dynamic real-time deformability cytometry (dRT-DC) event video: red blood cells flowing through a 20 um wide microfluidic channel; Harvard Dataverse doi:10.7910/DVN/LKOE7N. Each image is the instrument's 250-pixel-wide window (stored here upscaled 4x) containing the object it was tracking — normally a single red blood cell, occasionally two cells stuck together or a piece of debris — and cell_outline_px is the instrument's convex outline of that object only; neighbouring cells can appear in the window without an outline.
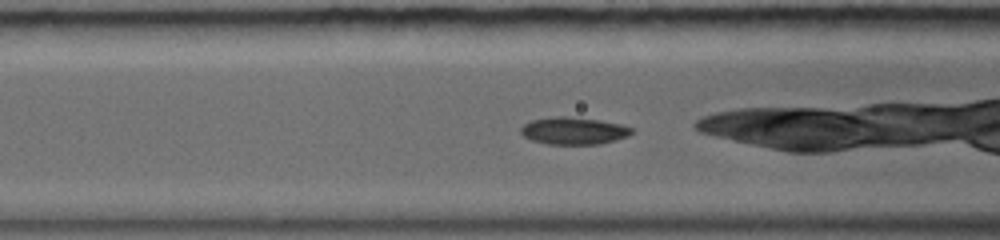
{"species": "common noctule bat (a hibernating species)", "species_latin": "Nyctalus noctula", "temperature_condition": "warm", "stored_images_in_passage": 35, "camera_frame_rate_fps": 5000, "um_per_image_px": 0.085, "animal": {"sex": "female", "body_mass_g": 19.0, "forearm_length_mm": 56.7}, "frame": {"image": 1, "passage_image": 4, "time_ms": 1.0, "image_size_px": [1000, 240], "cell_outline_px": [[632, 132], [628, 136], [616, 140], [600, 144], [548, 144], [532, 140], [524, 136], [520, 132], [520, 128], [524, 124], [532, 120], [552, 116], [568, 116], [600, 120], [620, 124], [632, 128]], "centroid_in_image_um": [48.75, 11.11], "position_along_channel_um": 117.9, "area_um2": 17.63}}
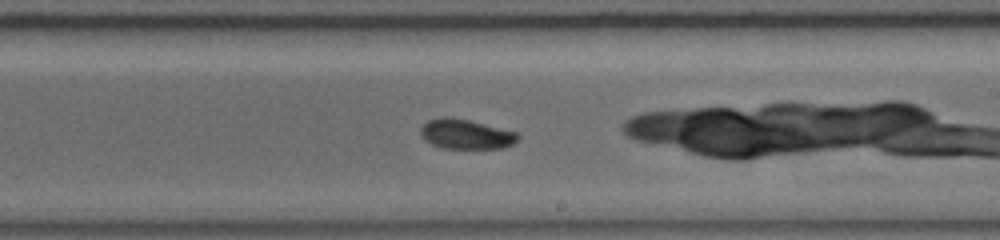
{"frame": {"image": 2, "passage_image": 15, "time_ms": 4.2, "image_size_px": [1000, 240], "cell_outline_px": [[520, 136], [512, 144], [504, 148], [440, 148], [424, 140], [420, 136], [420, 128], [428, 120], [440, 116], [448, 116], [468, 120], [520, 132]], "centroid_in_image_um": [39.59, 11.39], "position_along_channel_um": 249.4, "area_um2": 17.11}}
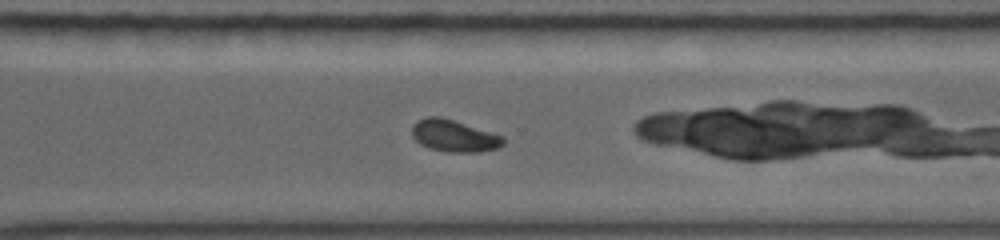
{"frame": {"image": 3, "passage_image": 22, "time_ms": 6.2, "image_size_px": [1000, 240], "cell_outline_px": [[504, 144], [500, 148], [480, 152], [448, 152], [428, 148], [420, 144], [412, 136], [412, 128], [416, 120], [428, 116], [440, 116], [504, 136]], "centroid_in_image_um": [38.6, 11.55], "position_along_channel_um": 332.0, "area_um2": 17.11}}